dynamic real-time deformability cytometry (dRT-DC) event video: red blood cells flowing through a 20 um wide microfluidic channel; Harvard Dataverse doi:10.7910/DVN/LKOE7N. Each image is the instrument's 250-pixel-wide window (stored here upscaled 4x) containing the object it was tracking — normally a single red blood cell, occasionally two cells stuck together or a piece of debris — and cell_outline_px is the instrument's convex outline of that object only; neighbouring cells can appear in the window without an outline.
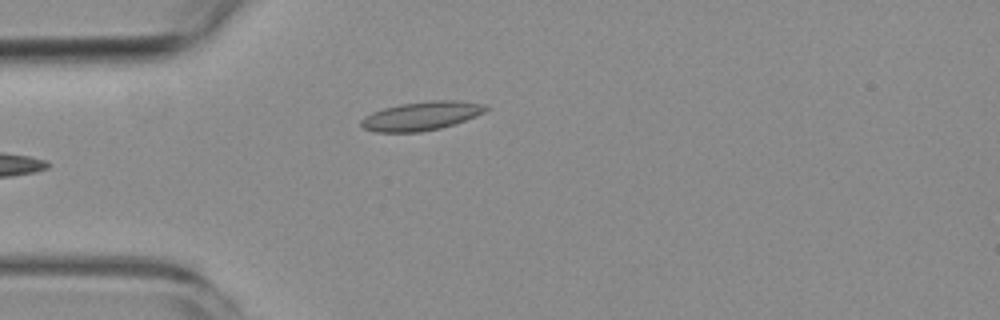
{"species": "common noctule bat (a hibernating species)", "species_latin": "Nyctalus noctula", "temperature_condition": "room temperature", "stored_images_in_passage": 5, "camera_frame_rate_fps": 3000, "um_per_image_px": 0.085, "animal": {"sex": "female", "body_mass_g": 19.3, "forearm_length_mm": 54.1}, "frame": {"image": 1, "passage_image": 4, "time_ms": 3.667, "image_size_px": [1000, 320], "cell_outline_px": [[488, 108], [484, 112], [476, 116], [440, 128], [420, 132], [376, 132], [364, 128], [360, 124], [360, 120], [364, 116], [372, 112], [384, 108], [400, 104], [432, 100], [456, 100], [484, 104]], "centroid_in_image_um": [35.79, 9.85], "position_along_channel_um": 49.2, "area_um2": 20.75}}